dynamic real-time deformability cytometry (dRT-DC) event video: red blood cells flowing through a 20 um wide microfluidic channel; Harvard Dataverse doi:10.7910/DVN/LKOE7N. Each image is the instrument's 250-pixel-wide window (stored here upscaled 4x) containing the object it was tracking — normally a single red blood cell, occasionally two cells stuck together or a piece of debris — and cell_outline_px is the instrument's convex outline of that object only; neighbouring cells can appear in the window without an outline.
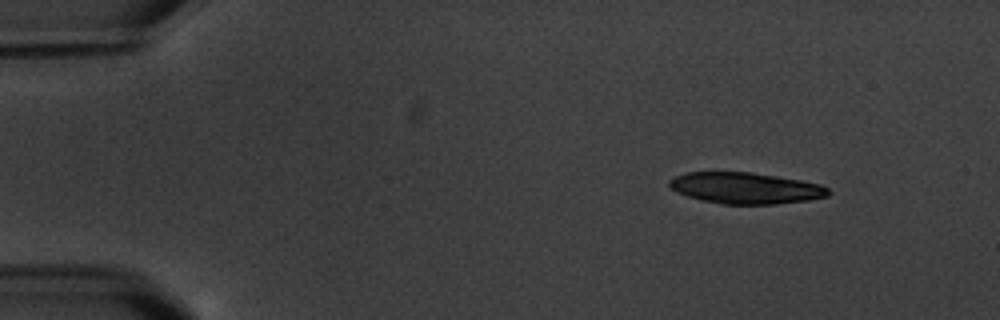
{"species": "common noctule bat (a hibernating species)", "species_latin": "Nyctalus noctula", "temperature_condition": "warm", "stored_images_in_passage": 5, "camera_frame_rate_fps": 3000, "um_per_image_px": 0.085, "animal": {"sex": "male", "body_mass_g": 20.1, "forearm_length_mm": 53.5}, "frame": {"image": 1, "passage_image": 1, "time_ms": 0.0, "image_size_px": [1000, 320], "cell_outline_px": [[832, 192], [828, 196], [808, 200], [776, 204], [720, 204], [700, 200], [676, 192], [668, 184], [668, 180], [676, 176], [688, 172], [752, 172], [800, 180], [820, 184], [828, 188]], "centroid_in_image_um": [63.37, 15.99], "position_along_channel_um": 21.6, "area_um2": 29.02}}